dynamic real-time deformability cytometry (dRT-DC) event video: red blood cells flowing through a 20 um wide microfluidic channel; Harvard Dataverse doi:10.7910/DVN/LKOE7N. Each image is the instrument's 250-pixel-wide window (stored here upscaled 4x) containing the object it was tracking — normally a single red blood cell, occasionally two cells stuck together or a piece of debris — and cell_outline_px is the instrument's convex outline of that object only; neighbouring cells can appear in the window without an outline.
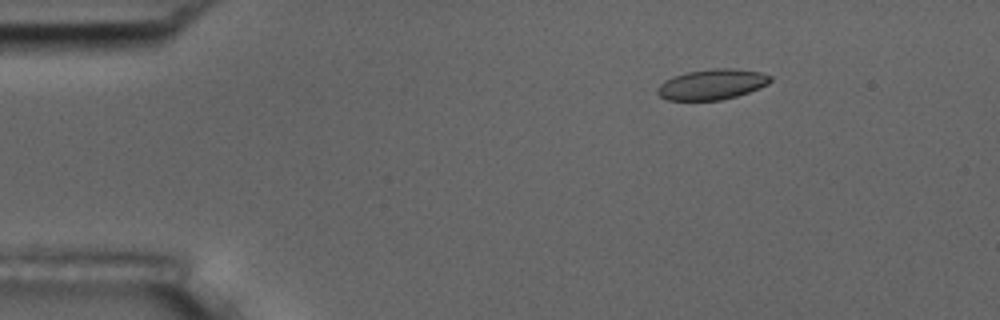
{"species": "common noctule bat (a hibernating species)", "species_latin": "Nyctalus noctula", "temperature_condition": "room temperature", "stored_images_in_passage": 6, "camera_frame_rate_fps": 3000, "um_per_image_px": 0.085, "animal": {"sex": "male", "body_mass_g": 17.5, "forearm_length_mm": 52.3}, "frame": {"image": 1, "passage_image": 3, "time_ms": 2.333, "image_size_px": [1000, 320], "cell_outline_px": [[772, 80], [768, 84], [760, 88], [736, 96], [720, 100], [668, 100], [660, 96], [656, 92], [656, 88], [664, 80], [672, 76], [688, 72], [712, 68], [732, 68], [760, 72], [772, 76]], "centroid_in_image_um": [60.51, 7.16], "position_along_channel_um": 24.5, "area_um2": 20.11}}
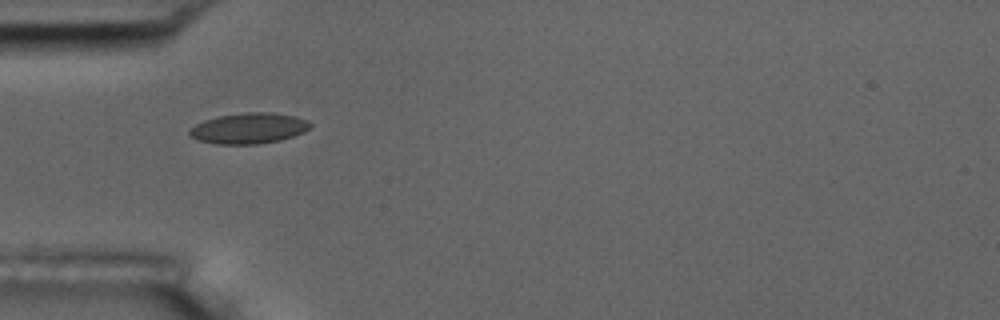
{"frame": {"image": 2, "passage_image": 5, "time_ms": 5.333, "image_size_px": [1000, 320], "cell_outline_px": [[312, 124], [304, 132], [280, 140], [256, 144], [216, 144], [200, 140], [192, 136], [188, 132], [196, 124], [204, 120], [216, 116], [244, 112], [272, 112], [296, 116], [308, 120]], "centroid_in_image_um": [21.17, 10.89], "position_along_channel_um": 63.8, "area_um2": 21.56}}